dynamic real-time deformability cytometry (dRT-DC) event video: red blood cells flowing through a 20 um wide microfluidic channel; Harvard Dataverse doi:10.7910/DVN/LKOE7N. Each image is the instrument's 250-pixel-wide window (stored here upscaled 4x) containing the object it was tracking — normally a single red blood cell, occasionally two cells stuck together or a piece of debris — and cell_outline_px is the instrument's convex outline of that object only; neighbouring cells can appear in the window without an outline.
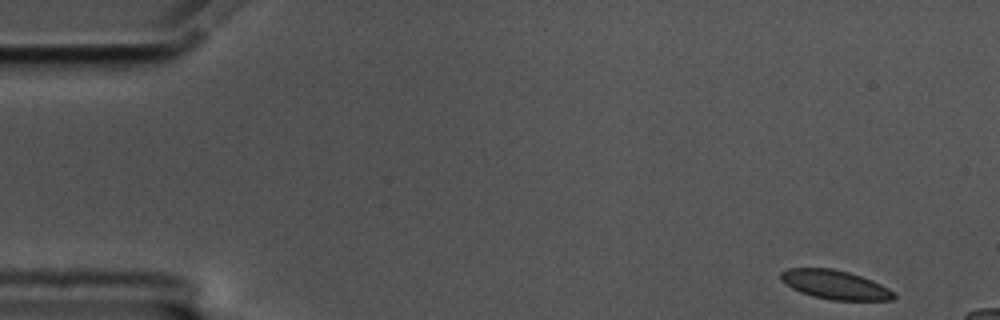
{"species": "common noctule bat (a hibernating species)", "species_latin": "Nyctalus noctula", "temperature_condition": "cold", "stored_images_in_passage": 14, "camera_frame_rate_fps": 3000, "um_per_image_px": 0.085, "animal": {"sex": "male", "body_mass_g": 17.5, "forearm_length_mm": 52.3}, "frame": {"image": 1, "passage_image": 1, "time_ms": 0.0, "image_size_px": [1000, 320], "cell_outline_px": [[896, 296], [892, 300], [832, 300], [812, 296], [800, 292], [792, 288], [780, 280], [780, 272], [788, 268], [832, 268], [848, 272], [872, 280], [896, 292]], "centroid_in_image_um": [70.97, 24.2], "position_along_channel_um": 14.0, "area_um2": 19.13}}